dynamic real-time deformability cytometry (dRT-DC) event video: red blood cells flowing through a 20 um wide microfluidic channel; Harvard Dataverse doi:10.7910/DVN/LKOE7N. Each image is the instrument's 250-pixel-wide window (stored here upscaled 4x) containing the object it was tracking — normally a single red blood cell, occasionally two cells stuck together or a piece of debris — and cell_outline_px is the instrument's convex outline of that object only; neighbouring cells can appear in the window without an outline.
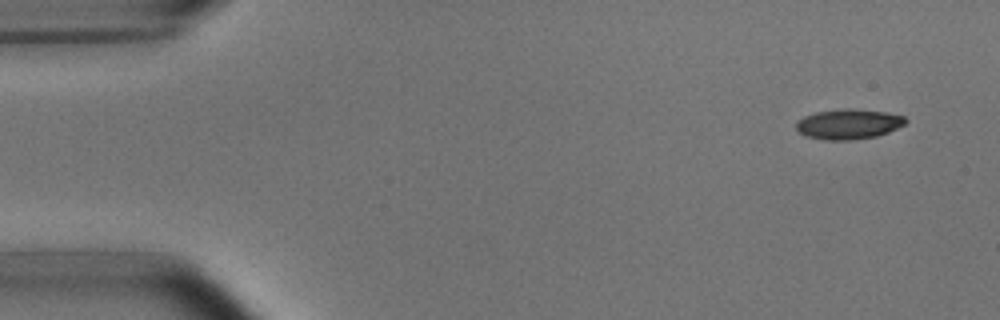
{"species": "common noctule bat (a hibernating species)", "species_latin": "Nyctalus noctula", "temperature_condition": "room temperature", "stored_images_in_passage": 5, "camera_frame_rate_fps": 3000, "um_per_image_px": 0.085, "animal": {"sex": "male", "body_mass_g": 15.6}, "frame": {"image": 1, "passage_image": 1, "time_ms": 0.0, "image_size_px": [1000, 320], "cell_outline_px": [[908, 120], [904, 124], [888, 132], [876, 136], [848, 140], [828, 140], [808, 136], [800, 132], [796, 128], [796, 124], [804, 116], [816, 112], [844, 108], [852, 108], [884, 112], [904, 116]], "centroid_in_image_um": [72.14, 10.53], "position_along_channel_um": 12.9, "area_um2": 18.9}}
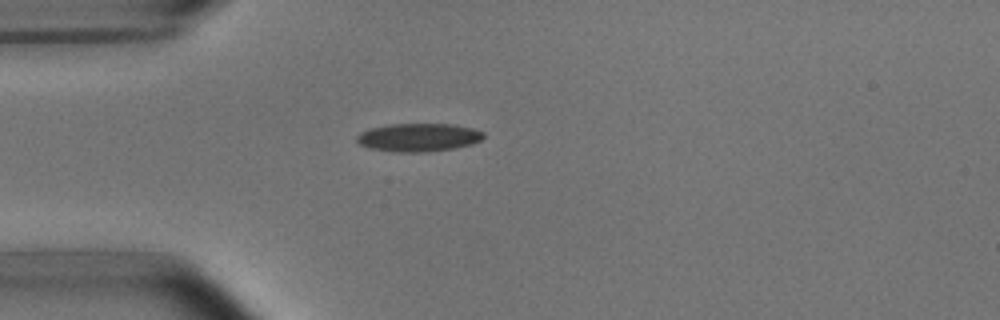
{"frame": {"image": 2, "passage_image": 4, "time_ms": 3.667, "image_size_px": [1000, 320], "cell_outline_px": [[484, 136], [480, 140], [472, 144], [452, 148], [420, 152], [392, 152], [372, 148], [360, 144], [356, 140], [356, 136], [360, 132], [368, 128], [388, 124], [452, 124], [472, 128], [484, 132]], "centroid_in_image_um": [35.54, 11.67], "position_along_channel_um": 49.5, "area_um2": 20.75}}